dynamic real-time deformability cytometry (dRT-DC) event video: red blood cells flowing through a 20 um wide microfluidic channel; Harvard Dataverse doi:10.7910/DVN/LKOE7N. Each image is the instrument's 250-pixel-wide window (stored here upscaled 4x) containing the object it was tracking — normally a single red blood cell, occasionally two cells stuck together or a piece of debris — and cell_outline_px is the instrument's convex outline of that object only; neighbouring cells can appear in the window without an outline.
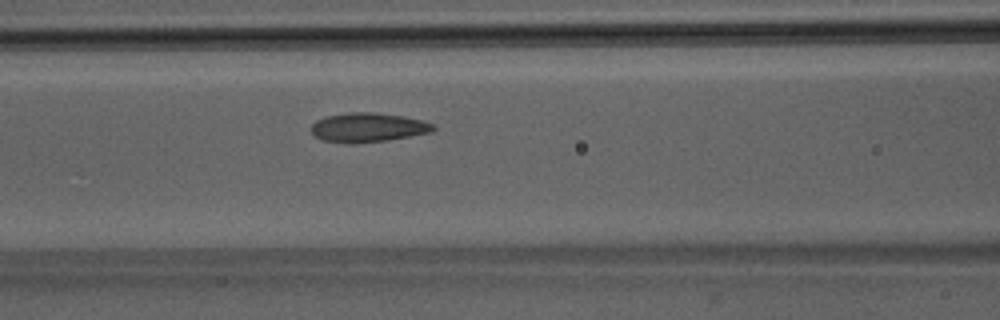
{"species": "Egyptian fruit bat (a non-hibernating species)", "species_latin": "Rousettus aegyptiacus", "temperature_condition": "room temperature", "stored_images_in_passage": 45, "camera_frame_rate_fps": 3000, "um_per_image_px": 0.085, "animal": {"sex": "male"}, "frame": {"image": 1, "passage_image": 16, "time_ms": 5.0, "image_size_px": [1000, 320], "cell_outline_px": [[436, 128], [432, 132], [388, 140], [352, 144], [348, 144], [320, 140], [312, 132], [312, 124], [316, 120], [328, 116], [352, 112], [372, 112], [404, 116], [420, 120], [432, 124]], "centroid_in_image_um": [31.26, 10.85], "position_along_channel_um": 135.3, "area_um2": 20.75}}
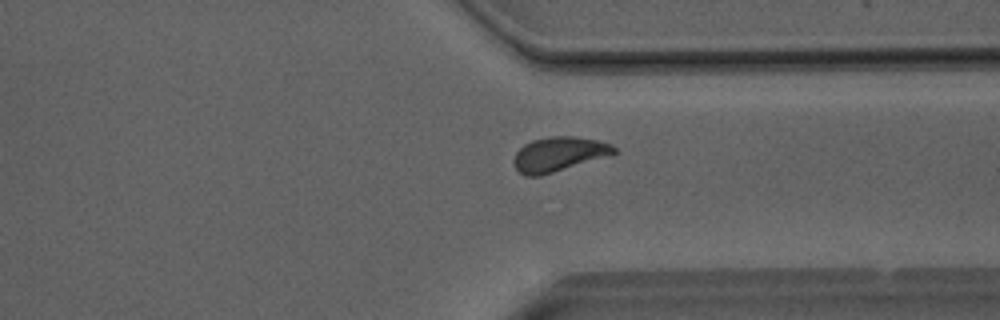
{"frame": {"image": 2, "passage_image": 33, "time_ms": 10.667, "image_size_px": [1000, 320], "cell_outline_px": [[616, 152], [540, 176], [524, 176], [516, 168], [512, 160], [516, 152], [524, 144], [532, 140], [552, 136], [572, 136], [596, 140], [608, 144], [616, 148]], "centroid_in_image_um": [47.4, 13.1], "position_along_channel_um": 364.0, "area_um2": 19.54}}
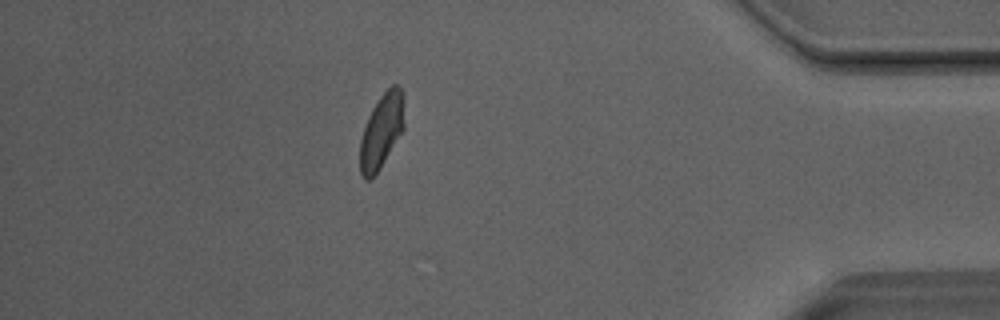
{"frame": {"image": 3, "passage_image": 39, "time_ms": 12.667, "image_size_px": [1000, 320], "cell_outline_px": [[404, 128], [380, 168], [368, 180], [364, 180], [360, 172], [360, 140], [368, 116], [372, 108], [380, 96], [392, 84], [396, 84], [404, 92]], "centroid_in_image_um": [32.44, 11.09], "position_along_channel_um": 402.8, "area_um2": 19.19}, "authors_computed_cell_mechanics": {"area_um2": 20.1144, "velocity_mm_per_s": 4.0334, "shape_relaxation_time_tau1_ms": 8.8672, "shape_relaxation_time_tau2_ms": 1.3125, "deformation_change_tau1": 0.1993, "deformation_change_tau2": 0.0683}}